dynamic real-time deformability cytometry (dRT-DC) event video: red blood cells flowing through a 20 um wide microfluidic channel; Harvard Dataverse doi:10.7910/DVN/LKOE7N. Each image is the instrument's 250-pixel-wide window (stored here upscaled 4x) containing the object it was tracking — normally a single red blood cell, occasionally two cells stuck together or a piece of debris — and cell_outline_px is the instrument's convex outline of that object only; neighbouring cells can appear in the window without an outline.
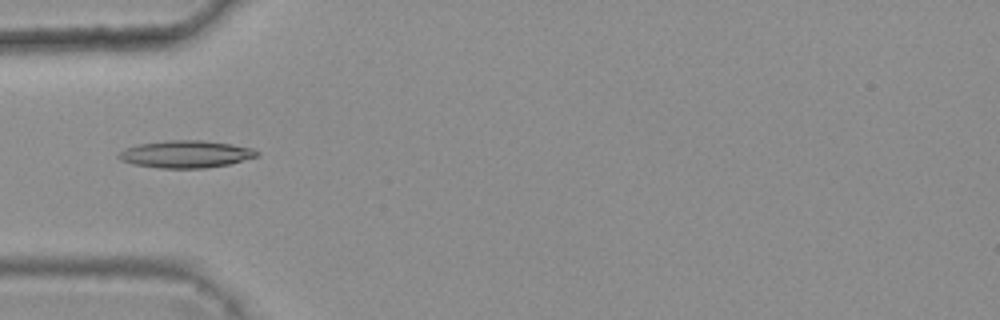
{"species": "common noctule bat (a hibernating species)", "species_latin": "Nyctalus noctula", "temperature_condition": "warm", "stored_images_in_passage": 5, "camera_frame_rate_fps": 3000, "um_per_image_px": 0.085, "animal": {"sex": "female", "body_mass_g": 25.1}, "frame": {"image": 1, "passage_image": 2, "time_ms": 0.333, "image_size_px": [1000, 320], "cell_outline_px": [[260, 152], [256, 156], [228, 164], [208, 168], [156, 168], [132, 164], [120, 160], [116, 156], [124, 148], [140, 144], [168, 140], [200, 140], [232, 144], [252, 148]], "centroid_in_image_um": [15.75, 13.1], "position_along_channel_um": 69.3, "area_um2": 21.96}}
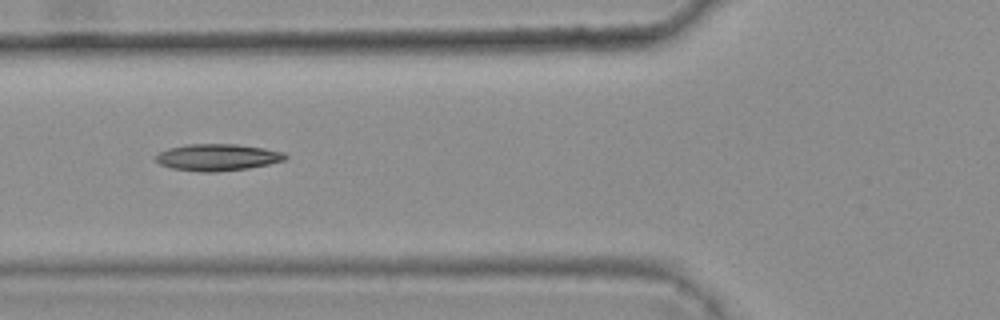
{"frame": {"image": 2, "passage_image": 3, "time_ms": 0.667, "image_size_px": [1000, 320], "cell_outline_px": [[288, 156], [284, 160], [268, 164], [248, 168], [216, 172], [200, 172], [172, 168], [160, 164], [156, 160], [156, 156], [160, 152], [168, 148], [188, 144], [236, 144], [264, 148], [284, 152]], "centroid_in_image_um": [18.49, 13.37], "position_along_channel_um": 107.3, "area_um2": 20.11}}
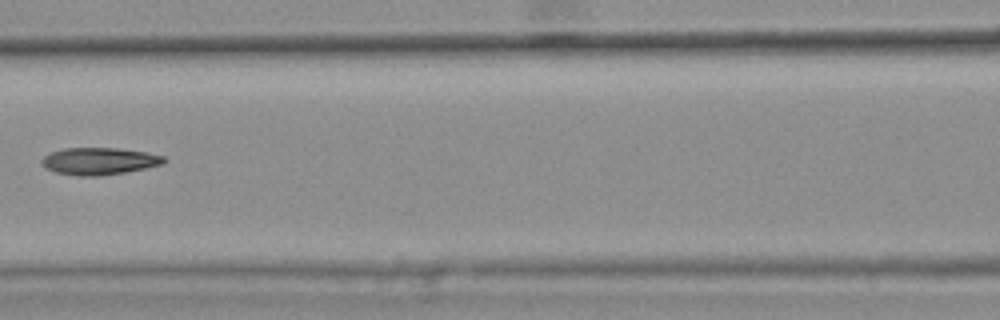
{"frame": {"image": 3, "passage_image": 4, "time_ms": 1.0, "image_size_px": [1000, 320], "cell_outline_px": [[168, 160], [164, 164], [124, 172], [100, 176], [76, 176], [56, 172], [40, 164], [40, 160], [44, 156], [52, 152], [64, 148], [116, 148], [148, 152], [164, 156]], "centroid_in_image_um": [8.45, 13.69], "position_along_channel_um": 158.1, "area_um2": 19.36}}